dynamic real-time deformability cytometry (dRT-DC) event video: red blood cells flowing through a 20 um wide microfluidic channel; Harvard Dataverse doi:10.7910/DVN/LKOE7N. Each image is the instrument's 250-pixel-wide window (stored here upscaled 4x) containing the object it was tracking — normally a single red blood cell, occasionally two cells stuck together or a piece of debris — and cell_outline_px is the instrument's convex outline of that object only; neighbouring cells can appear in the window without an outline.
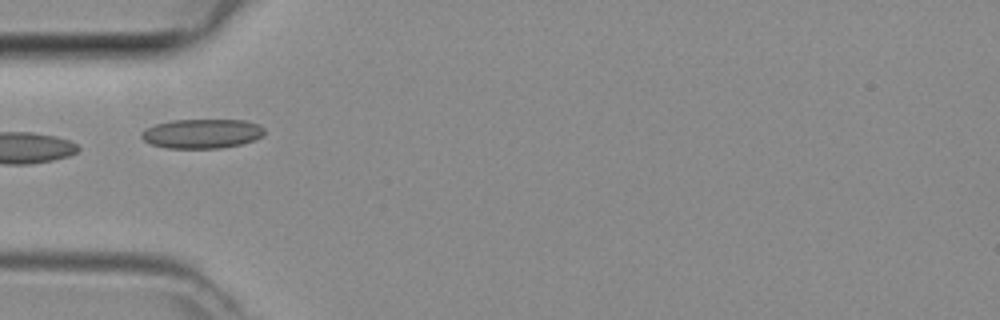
{"species": "common noctule bat (a hibernating species)", "species_latin": "Nyctalus noctula", "temperature_condition": "room temperature", "stored_images_in_passage": 21, "camera_frame_rate_fps": 3000, "um_per_image_px": 0.085, "animal": {"sex": "female", "body_mass_g": 29.2, "forearm_length_mm": 56.3}, "frame": {"image": 1, "passage_image": 1, "time_ms": 0.0, "image_size_px": [1000, 320], "cell_outline_px": [[264, 136], [240, 144], [220, 148], [168, 148], [152, 144], [144, 140], [140, 136], [140, 132], [144, 128], [156, 124], [172, 120], [244, 120], [260, 124], [264, 128]], "centroid_in_image_um": [17.16, 11.35], "position_along_channel_um": 67.8, "area_um2": 21.1}}